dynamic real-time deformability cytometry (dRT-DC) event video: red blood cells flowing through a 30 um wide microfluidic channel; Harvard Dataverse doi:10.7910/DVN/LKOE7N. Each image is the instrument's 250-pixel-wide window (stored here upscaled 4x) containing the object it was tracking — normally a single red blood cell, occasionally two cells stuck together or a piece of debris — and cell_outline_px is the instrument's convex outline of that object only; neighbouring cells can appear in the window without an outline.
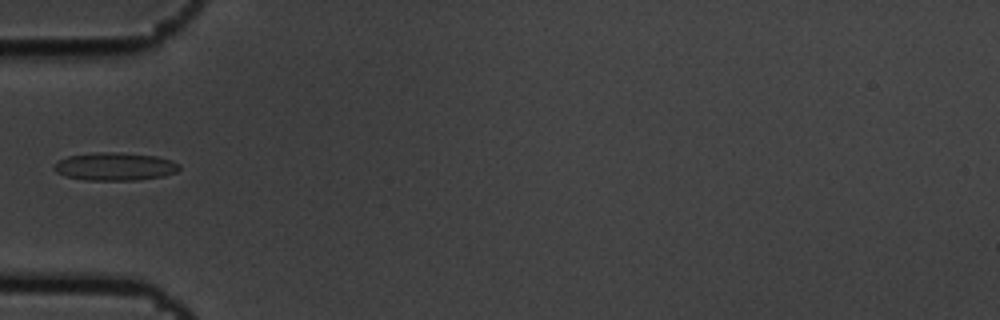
{"species": "common noctule bat (a hibernating species)", "species_latin": "Nyctalus noctula", "temperature_condition": "cold", "stored_images_in_passage": 5, "camera_frame_rate_fps": 3000, "um_per_image_px": 0.085, "animal": {"sex": "male", "body_mass_g": 19.5, "forearm_length_mm": 54.6}, "frame": {"image": 1, "passage_image": 5, "time_ms": 1.333, "image_size_px": [1000, 320], "cell_outline_px": [[180, 168], [176, 172], [164, 176], [136, 180], [84, 180], [64, 176], [56, 172], [52, 168], [60, 160], [68, 156], [100, 152], [116, 152], [156, 156], [172, 160], [180, 164]], "centroid_in_image_um": [9.78, 14.16], "position_along_channel_um": 75.2, "area_um2": 20.4}}